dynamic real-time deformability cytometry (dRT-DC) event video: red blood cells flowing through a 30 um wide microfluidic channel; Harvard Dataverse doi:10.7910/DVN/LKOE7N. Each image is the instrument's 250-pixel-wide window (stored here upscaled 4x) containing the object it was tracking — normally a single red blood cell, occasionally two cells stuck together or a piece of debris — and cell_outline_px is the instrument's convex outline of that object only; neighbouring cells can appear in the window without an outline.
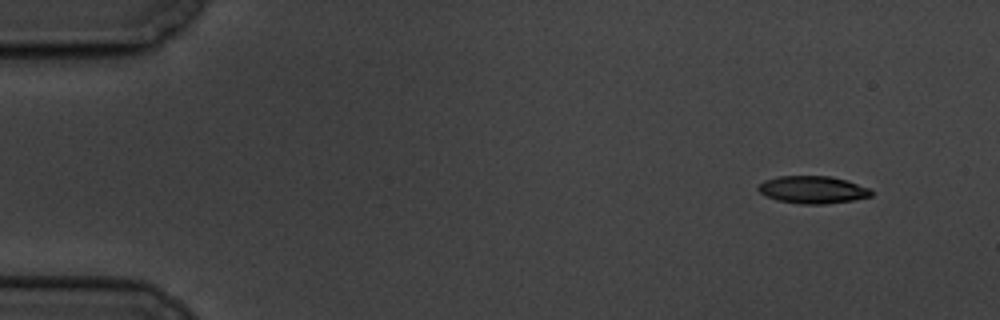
{"species": "common noctule bat (a hibernating species)", "species_latin": "Nyctalus noctula", "temperature_condition": "cold", "stored_images_in_passage": 4, "camera_frame_rate_fps": 3000, "um_per_image_px": 0.085, "animal": {"sex": "male", "body_mass_g": 19.5, "forearm_length_mm": 54.6}, "frame": {"image": 1, "passage_image": 1, "time_ms": 0.0, "image_size_px": [1000, 320], "cell_outline_px": [[872, 196], [852, 200], [824, 204], [800, 204], [776, 200], [764, 196], [756, 188], [764, 180], [780, 176], [832, 176], [868, 188], [872, 192]], "centroid_in_image_um": [69.02, 16.13], "position_along_channel_um": 16.0, "area_um2": 17.98}}
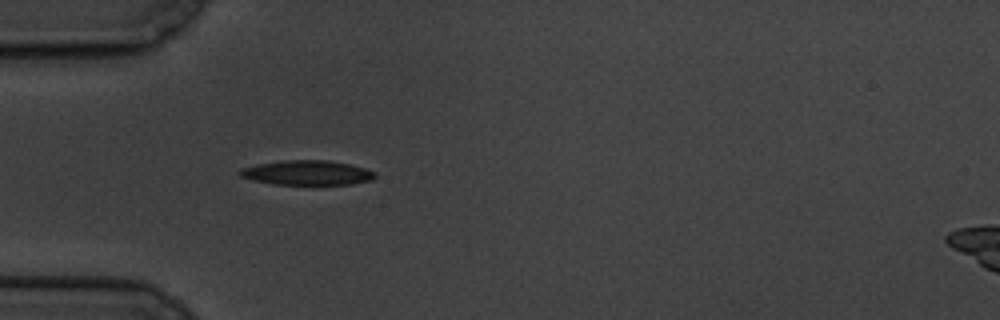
{"frame": {"image": 2, "passage_image": 4, "time_ms": 4.333, "image_size_px": [1000, 320], "cell_outline_px": [[376, 176], [372, 180], [352, 184], [272, 184], [252, 180], [240, 176], [240, 168], [256, 164], [284, 160], [328, 160], [352, 164], [376, 172]], "centroid_in_image_um": [26.12, 14.67], "position_along_channel_um": 58.9, "area_um2": 19.48}}